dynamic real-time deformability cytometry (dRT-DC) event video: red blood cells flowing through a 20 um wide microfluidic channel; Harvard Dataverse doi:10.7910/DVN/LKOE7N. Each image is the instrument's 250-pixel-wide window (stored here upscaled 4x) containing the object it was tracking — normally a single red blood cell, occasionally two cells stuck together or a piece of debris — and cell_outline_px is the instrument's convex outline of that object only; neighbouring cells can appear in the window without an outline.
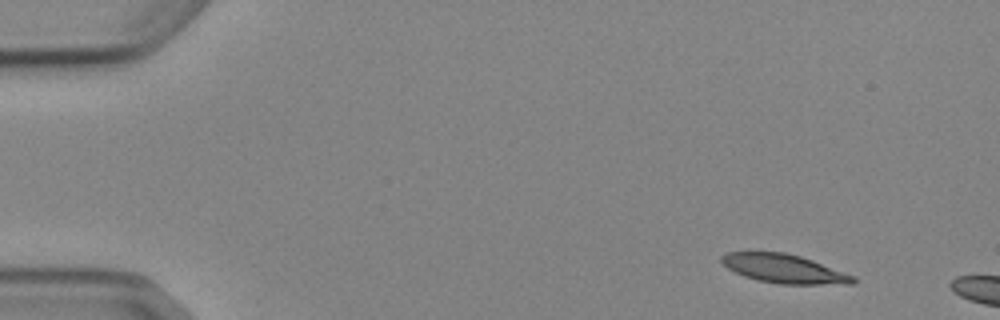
{"species": "Egyptian fruit bat (a non-hibernating species)", "species_latin": "Rousettus aegyptiacus", "temperature_condition": "cold", "stored_images_in_passage": 3, "camera_frame_rate_fps": 3000, "um_per_image_px": 0.085, "animal": {"sex": "female"}, "frame": {"image": 1, "passage_image": 1, "time_ms": 0.0, "image_size_px": [1000, 320], "cell_outline_px": [[856, 284], [780, 284], [760, 280], [744, 276], [728, 268], [720, 260], [720, 256], [728, 252], [784, 252], [800, 256], [812, 260], [856, 276]], "centroid_in_image_um": [66.68, 22.84], "position_along_channel_um": 18.3, "area_um2": 21.96}}